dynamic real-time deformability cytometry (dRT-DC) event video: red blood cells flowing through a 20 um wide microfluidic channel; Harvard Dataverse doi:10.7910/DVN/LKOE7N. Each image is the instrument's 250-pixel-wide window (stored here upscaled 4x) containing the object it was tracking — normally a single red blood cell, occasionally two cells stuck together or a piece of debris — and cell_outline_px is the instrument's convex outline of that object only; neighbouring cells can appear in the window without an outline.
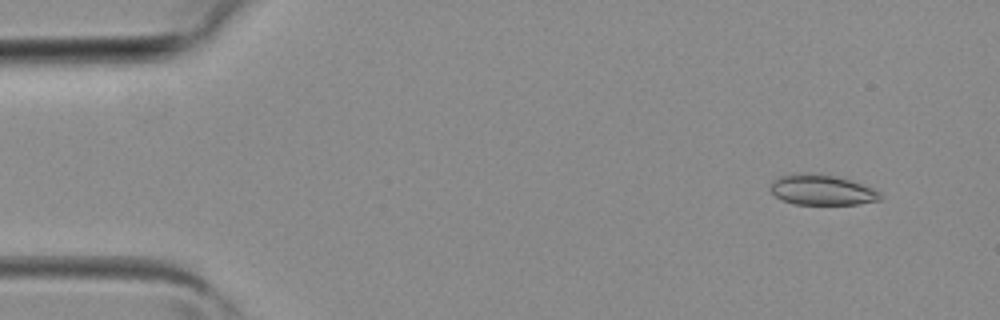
{"species": "common noctule bat (a hibernating species)", "species_latin": "Nyctalus noctula", "temperature_condition": "room temperature", "stored_images_in_passage": 3, "camera_frame_rate_fps": 3000, "um_per_image_px": 0.085, "animal": {"sex": "female", "body_mass_g": 19.3, "forearm_length_mm": 54.1}, "frame": {"image": 1, "passage_image": 3, "time_ms": 0.667, "image_size_px": [1000, 320], "cell_outline_px": [[884, 196], [880, 200], [860, 204], [796, 204], [784, 200], [776, 196], [772, 192], [772, 180], [780, 176], [804, 172], [820, 172], [852, 180], [872, 188], [880, 192]], "centroid_in_image_um": [69.91, 16.12], "position_along_channel_um": 15.1, "area_um2": 19.59}}